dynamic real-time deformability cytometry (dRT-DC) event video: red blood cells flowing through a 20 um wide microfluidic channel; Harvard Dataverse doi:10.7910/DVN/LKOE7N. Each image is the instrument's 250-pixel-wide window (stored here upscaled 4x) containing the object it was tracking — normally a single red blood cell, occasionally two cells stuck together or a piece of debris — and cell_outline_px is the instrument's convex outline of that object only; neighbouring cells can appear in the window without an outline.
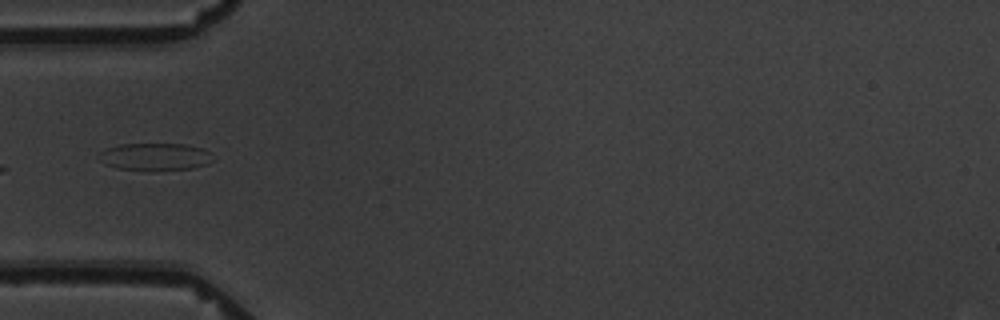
{"species": "common noctule bat (a hibernating species)", "species_latin": "Nyctalus noctula", "temperature_condition": "warm", "stored_images_in_passage": 11, "camera_frame_rate_fps": 3000, "um_per_image_px": 0.085, "animal": {"sex": "male", "body_mass_g": 19.5, "forearm_length_mm": 54.6}, "frame": {"image": 1, "passage_image": 5, "time_ms": 6.333, "image_size_px": [1000, 320], "cell_outline_px": [[216, 160], [208, 164], [192, 168], [148, 172], [116, 168], [104, 164], [96, 156], [100, 152], [108, 148], [120, 144], [184, 144], [200, 148], [208, 152]], "centroid_in_image_um": [13.16, 13.35], "position_along_channel_um": 71.8, "area_um2": 18.61}}
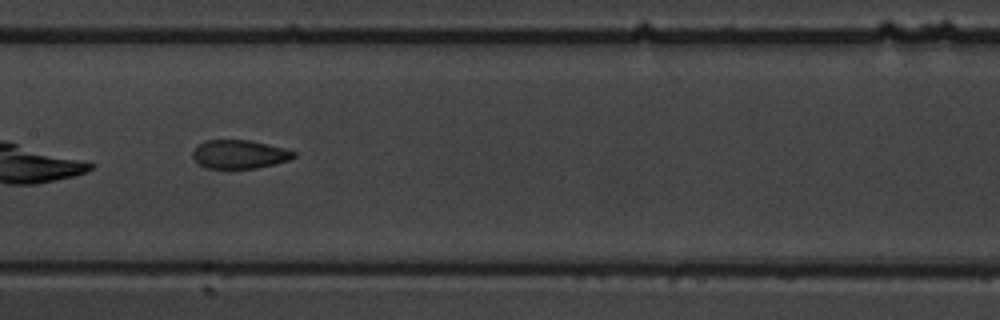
{"frame": {"image": 2, "passage_image": 8, "time_ms": 9.667, "image_size_px": [1000, 320], "cell_outline_px": [[296, 156], [288, 160], [276, 164], [256, 168], [208, 168], [200, 164], [192, 156], [192, 152], [204, 140], [248, 140], [284, 148], [296, 152]], "centroid_in_image_um": [20.37, 13.11], "position_along_channel_um": 187.0, "area_um2": 16.65}}
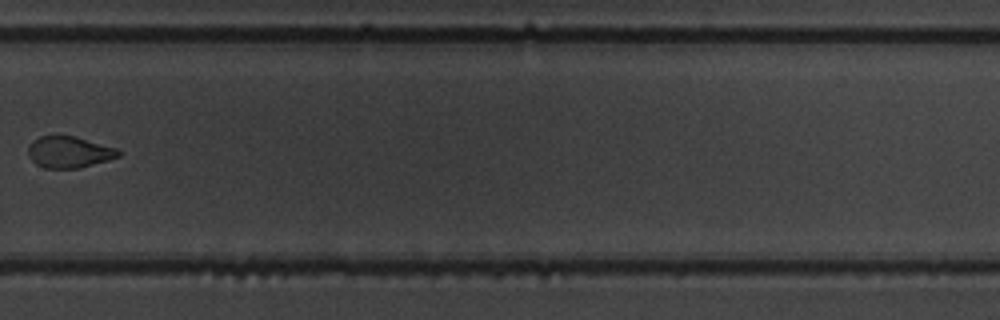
{"frame": {"image": 3, "passage_image": 11, "time_ms": 13.667, "image_size_px": [1000, 320], "cell_outline_px": [[124, 152], [120, 156], [108, 160], [80, 168], [44, 168], [36, 164], [28, 156], [28, 148], [40, 136], [76, 136], [116, 148]], "centroid_in_image_um": [5.92, 12.94], "position_along_channel_um": 323.9, "area_um2": 16.47}}